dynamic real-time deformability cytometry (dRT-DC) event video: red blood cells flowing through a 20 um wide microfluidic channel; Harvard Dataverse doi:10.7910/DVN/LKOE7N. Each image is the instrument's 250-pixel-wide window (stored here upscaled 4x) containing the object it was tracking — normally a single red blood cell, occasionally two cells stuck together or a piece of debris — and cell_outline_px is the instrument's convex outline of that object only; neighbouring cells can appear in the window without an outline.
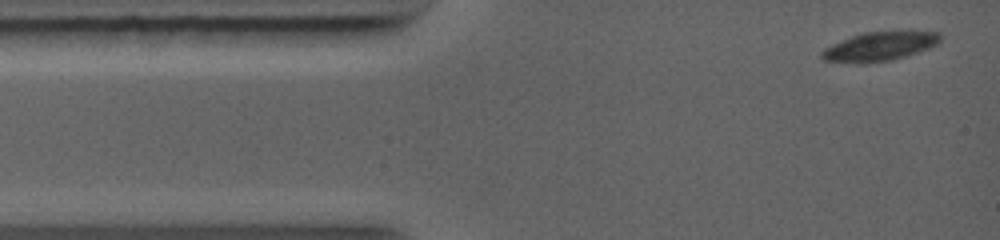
{"species": "common noctule bat (a hibernating species)", "species_latin": "Nyctalus noctula", "temperature_condition": "warm", "stored_images_in_passage": 44, "camera_frame_rate_fps": 5000, "um_per_image_px": 0.085, "animal": {"sex": "female", "body_mass_g": 19.0, "forearm_length_mm": 56.7}, "frame": {"image": 1, "passage_image": 1, "time_ms": 0.0, "image_size_px": [1000, 240], "cell_outline_px": [[940, 40], [936, 44], [928, 48], [892, 60], [864, 64], [860, 64], [820, 60], [820, 52], [824, 48], [832, 44], [852, 36], [864, 32], [900, 28], [912, 28], [940, 32]], "centroid_in_image_um": [74.8, 3.89], "position_along_channel_um": 10.2, "area_um2": 21.1}}
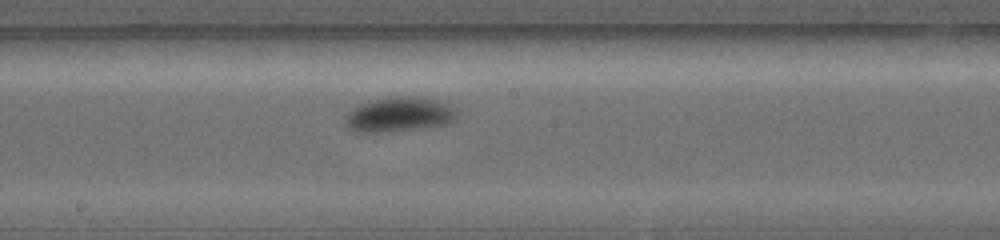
{"frame": {"image": 2, "passage_image": 19, "time_ms": 5.8, "image_size_px": [1000, 240], "cell_outline_px": [[456, 120], [448, 124], [432, 128], [392, 132], [356, 132], [348, 128], [344, 124], [344, 116], [352, 108], [368, 100], [392, 96], [424, 96], [448, 104], [456, 112]], "centroid_in_image_um": [33.91, 9.74], "position_along_channel_um": 214.3, "area_um2": 23.41}}
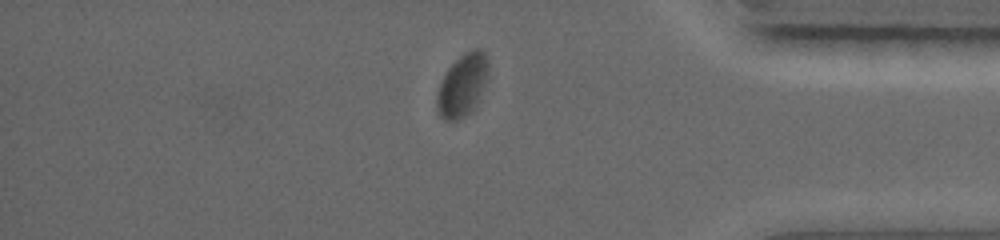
{"frame": {"image": 3, "passage_image": 38, "time_ms": 10.2, "image_size_px": [1000, 240], "cell_outline_px": [[488, 72], [476, 104], [464, 116], [456, 120], [444, 120], [440, 116], [436, 104], [436, 100], [440, 84], [448, 68], [460, 56], [476, 48], [480, 48], [484, 52], [488, 60]], "centroid_in_image_um": [39.29, 7.23], "position_along_channel_um": 395.9, "area_um2": 18.09}}